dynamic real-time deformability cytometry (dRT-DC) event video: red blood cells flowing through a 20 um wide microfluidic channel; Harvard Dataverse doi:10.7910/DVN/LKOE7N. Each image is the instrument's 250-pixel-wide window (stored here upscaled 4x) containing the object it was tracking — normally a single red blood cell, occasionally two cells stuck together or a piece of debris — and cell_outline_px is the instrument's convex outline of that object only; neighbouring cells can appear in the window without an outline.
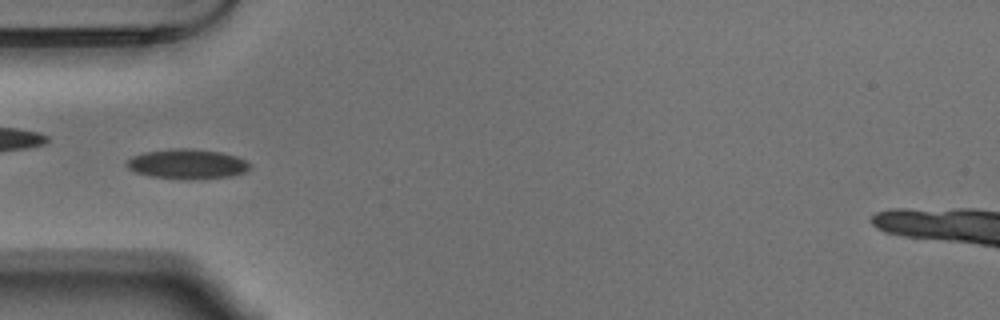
{"species": "Egyptian fruit bat (a non-hibernating species)", "species_latin": "Rousettus aegyptiacus", "temperature_condition": "warm", "stored_images_in_passage": 53, "camera_frame_rate_fps": 3000, "um_per_image_px": 0.085, "animal": {"sex": "male"}, "frame": {"image": 1, "passage_image": 16, "time_ms": 5.0, "image_size_px": [1000, 320], "cell_outline_px": [[252, 164], [244, 172], [228, 176], [188, 180], [148, 176], [136, 172], [128, 168], [124, 164], [132, 156], [144, 152], [172, 148], [188, 148], [220, 152], [236, 156]], "centroid_in_image_um": [15.87, 13.94], "position_along_channel_um": 69.1, "area_um2": 21.39}}
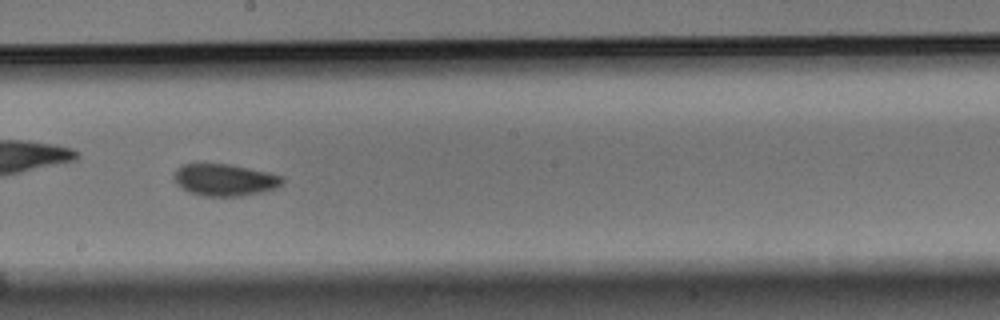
{"frame": {"image": 2, "passage_image": 29, "time_ms": 9.333, "image_size_px": [1000, 320], "cell_outline_px": [[284, 180], [276, 188], [260, 192], [240, 196], [204, 196], [188, 192], [176, 184], [172, 176], [176, 168], [184, 164], [196, 160], [228, 164], [268, 172], [284, 176]], "centroid_in_image_um": [19.01, 15.24], "position_along_channel_um": 229.2, "area_um2": 20.81}}
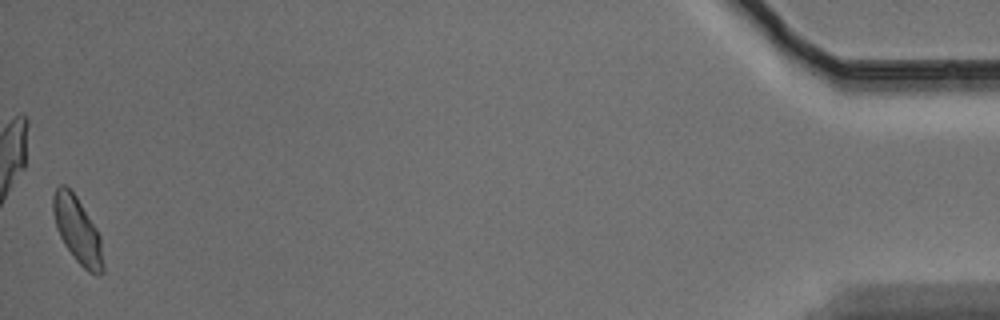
{"frame": {"image": 3, "passage_image": 53, "time_ms": 17.333, "image_size_px": [1000, 320], "cell_outline_px": [[104, 272], [96, 276], [88, 272], [76, 260], [64, 244], [56, 228], [52, 212], [52, 196], [56, 188], [60, 184], [64, 184], [76, 196], [96, 228], [100, 236], [104, 264]], "centroid_in_image_um": [6.58, 19.59], "position_along_channel_um": 428.6, "area_um2": 19.31}, "authors_computed_cell_mechanics": {"area_um2": 19.7098, "velocity_mm_per_s": 3.6721, "shape_relaxation_time_tau1_ms": 3.3546, "shape_relaxation_time_tau2_ms": 7.168, "deformation_change_tau1": 0.093, "deformation_change_tau2": 0.0944}}